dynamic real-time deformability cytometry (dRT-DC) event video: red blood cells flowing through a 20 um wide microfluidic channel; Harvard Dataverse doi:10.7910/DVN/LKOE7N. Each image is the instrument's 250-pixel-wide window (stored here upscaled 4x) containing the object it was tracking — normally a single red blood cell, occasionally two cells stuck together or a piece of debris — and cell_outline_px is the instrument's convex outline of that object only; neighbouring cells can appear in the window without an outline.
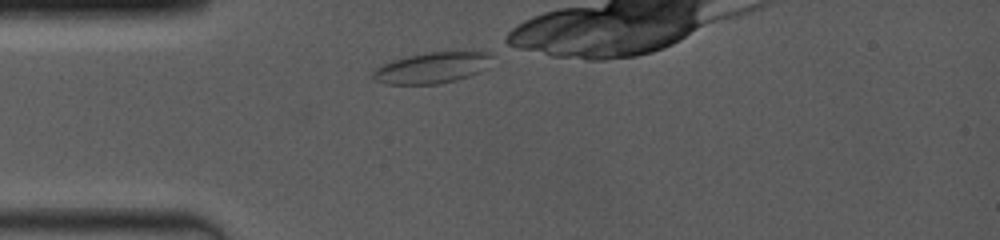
{"species": "common noctule bat (a hibernating species)", "species_latin": "Nyctalus noctula", "temperature_condition": "room temperature", "stored_images_in_passage": 6, "camera_frame_rate_fps": 4000, "um_per_image_px": 0.085, "animal": {"sex": "female", "body_mass_g": 19.0, "forearm_length_mm": 53.3}, "frame": {"image": 1, "passage_image": 1, "time_ms": 0.0, "image_size_px": [1000, 240], "cell_outline_px": [[492, 56], [480, 72], [456, 80], [440, 84], [388, 84], [372, 80], [372, 72], [376, 68], [392, 60], [408, 56], [428, 52], [492, 52]], "centroid_in_image_um": [36.67, 5.77], "position_along_channel_um": 48.3, "area_um2": 21.27}}